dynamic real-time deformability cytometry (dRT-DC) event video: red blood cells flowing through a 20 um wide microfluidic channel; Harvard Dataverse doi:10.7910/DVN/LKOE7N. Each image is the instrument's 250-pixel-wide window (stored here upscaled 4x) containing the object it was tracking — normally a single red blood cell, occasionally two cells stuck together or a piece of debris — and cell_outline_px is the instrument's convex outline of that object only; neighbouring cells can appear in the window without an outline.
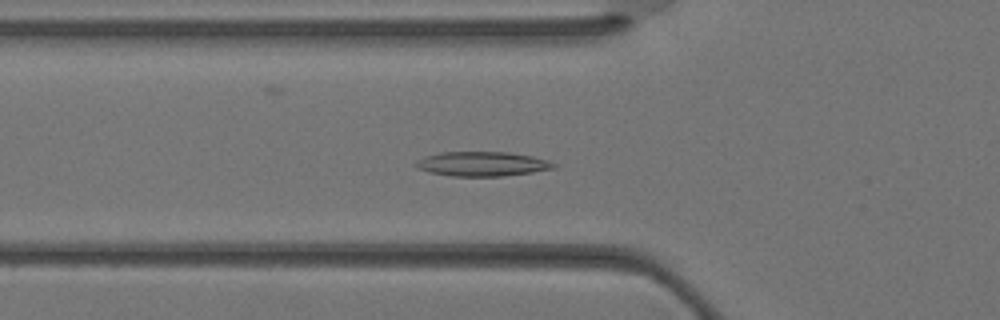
{"species": "Egyptian fruit bat (a non-hibernating species)", "species_latin": "Rousettus aegyptiacus", "temperature_condition": "warm", "stored_images_in_passage": 30, "camera_frame_rate_fps": 3000, "um_per_image_px": 0.085, "animal": {"sex": "female"}, "frame": {"image": 1, "passage_image": 6, "time_ms": 1.667, "image_size_px": [1000, 320], "cell_outline_px": [[556, 168], [532, 172], [504, 176], [452, 176], [432, 172], [416, 168], [412, 164], [416, 160], [424, 156], [440, 152], [508, 152], [532, 156], [548, 160], [556, 164]], "centroid_in_image_um": [40.96, 13.93], "position_along_channel_um": 84.8, "area_um2": 19.77}}
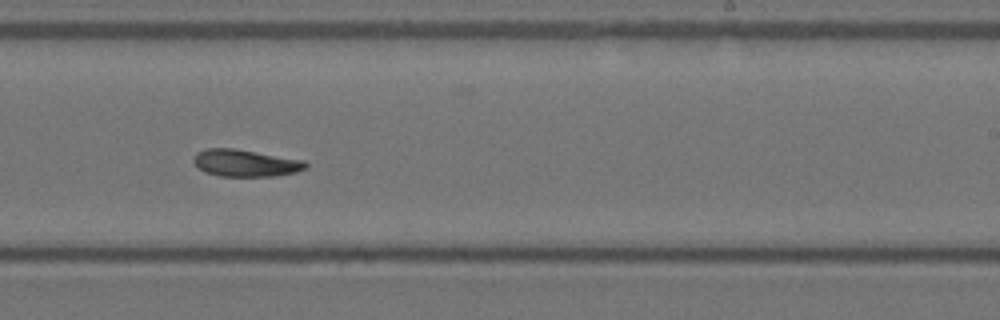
{"frame": {"image": 2, "passage_image": 16, "time_ms": 5.0, "image_size_px": [1000, 320], "cell_outline_px": [[308, 168], [296, 172], [276, 176], [220, 176], [204, 172], [196, 168], [192, 160], [192, 156], [196, 152], [204, 148], [236, 148], [304, 160], [308, 164]], "centroid_in_image_um": [20.82, 13.85], "position_along_channel_um": 268.2, "area_um2": 18.09}}
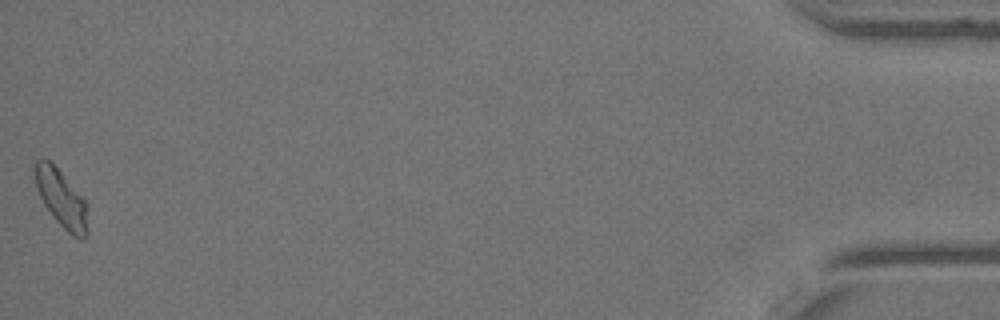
{"frame": {"image": 3, "passage_image": 30, "time_ms": 9.667, "image_size_px": [1000, 320], "cell_outline_px": [[88, 236], [84, 240], [80, 240], [72, 236], [52, 216], [44, 204], [36, 188], [32, 168], [32, 164], [36, 160], [44, 156], [60, 172], [88, 204]], "centroid_in_image_um": [5.21, 16.89], "position_along_channel_um": 430.0, "area_um2": 18.03}}